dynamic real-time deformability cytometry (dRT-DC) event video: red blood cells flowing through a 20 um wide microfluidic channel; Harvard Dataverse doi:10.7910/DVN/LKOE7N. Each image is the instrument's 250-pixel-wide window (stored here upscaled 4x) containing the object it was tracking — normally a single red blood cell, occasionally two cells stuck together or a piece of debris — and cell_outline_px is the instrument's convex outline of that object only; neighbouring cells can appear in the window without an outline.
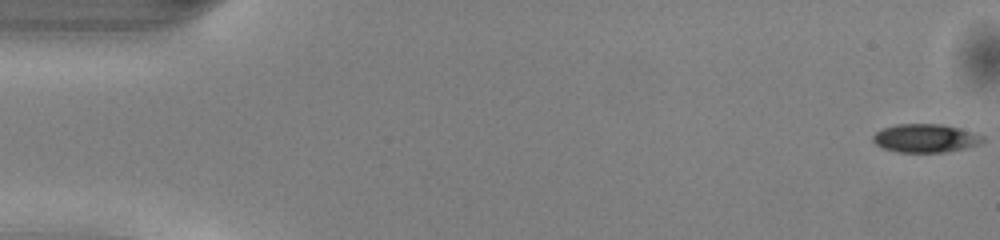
{"species": "common noctule bat (a hibernating species)", "species_latin": "Nyctalus noctula", "temperature_condition": "warm", "stored_images_in_passage": 50, "camera_frame_rate_fps": 3000, "um_per_image_px": 0.085, "animal": {"sex": "male", "body_mass_g": 13.0, "forearm_length_mm": 53.1}, "frame": {"image": 1, "passage_image": 1, "time_ms": 0.0, "image_size_px": [1000, 240], "cell_outline_px": [[984, 140], [980, 144], [968, 148], [944, 152], [896, 152], [880, 148], [872, 140], [872, 136], [876, 132], [884, 128], [896, 124], [940, 124], [960, 128], [984, 136]], "centroid_in_image_um": [78.65, 11.76], "position_along_channel_um": 6.3, "area_um2": 18.32}}
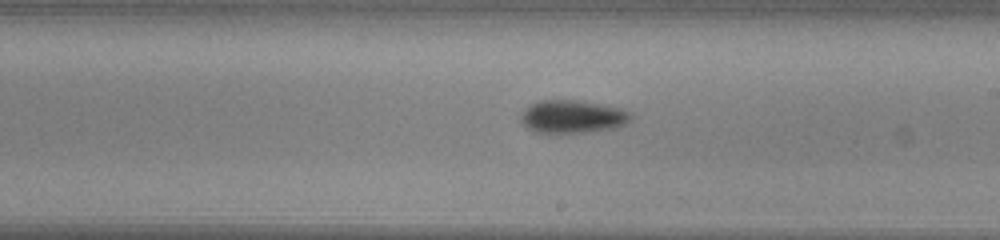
{"frame": {"image": 2, "passage_image": 29, "time_ms": 9.333, "image_size_px": [1000, 240], "cell_outline_px": [[632, 120], [616, 128], [588, 132], [532, 132], [520, 120], [520, 116], [524, 108], [540, 100], [576, 100], [616, 108], [632, 112]], "centroid_in_image_um": [48.65, 9.92], "position_along_channel_um": 240.4, "area_um2": 20.92}}
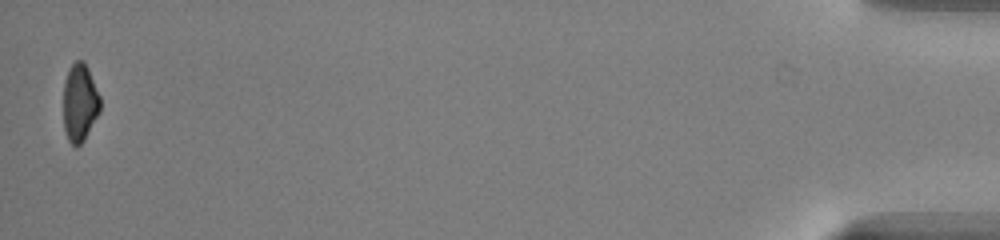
{"frame": {"image": 3, "passage_image": 50, "time_ms": 16.333, "image_size_px": [1000, 240], "cell_outline_px": [[100, 112], [84, 140], [76, 148], [68, 140], [64, 128], [64, 84], [68, 68], [76, 60], [84, 60], [88, 68], [100, 96]], "centroid_in_image_um": [6.79, 8.72], "position_along_channel_um": 428.4, "area_um2": 16.76}, "authors_computed_cell_mechanics": {"area_um2": 19.1607, "velocity_mm_per_s": 4.104, "shape_relaxation_time_tau1_ms": 2.0125, "shape_relaxation_time_tau2_ms": null, "deformation_change_tau1": 0.1211, "deformation_change_tau2": null}}